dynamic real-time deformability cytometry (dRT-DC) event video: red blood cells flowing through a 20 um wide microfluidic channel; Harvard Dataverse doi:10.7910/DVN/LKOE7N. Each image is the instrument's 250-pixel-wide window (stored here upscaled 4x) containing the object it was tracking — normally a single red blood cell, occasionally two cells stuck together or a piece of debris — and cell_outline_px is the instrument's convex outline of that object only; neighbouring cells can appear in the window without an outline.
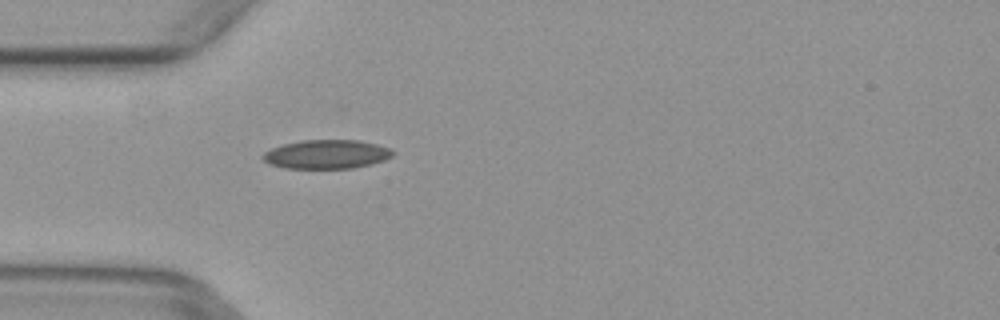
{"species": "common noctule bat (a hibernating species)", "species_latin": "Nyctalus noctula", "temperature_condition": "warm", "stored_images_in_passage": 4, "camera_frame_rate_fps": 3000, "um_per_image_px": 0.085, "animal": {"sex": "female", "body_mass_g": 29.2, "forearm_length_mm": 56.3}, "frame": {"image": 1, "passage_image": 4, "time_ms": 1.0, "image_size_px": [1000, 320], "cell_outline_px": [[396, 152], [392, 156], [384, 160], [372, 164], [352, 168], [284, 168], [268, 164], [260, 156], [264, 152], [272, 148], [284, 144], [300, 140], [360, 140], [392, 148]], "centroid_in_image_um": [27.77, 13.11], "position_along_channel_um": 57.2, "area_um2": 22.08}}